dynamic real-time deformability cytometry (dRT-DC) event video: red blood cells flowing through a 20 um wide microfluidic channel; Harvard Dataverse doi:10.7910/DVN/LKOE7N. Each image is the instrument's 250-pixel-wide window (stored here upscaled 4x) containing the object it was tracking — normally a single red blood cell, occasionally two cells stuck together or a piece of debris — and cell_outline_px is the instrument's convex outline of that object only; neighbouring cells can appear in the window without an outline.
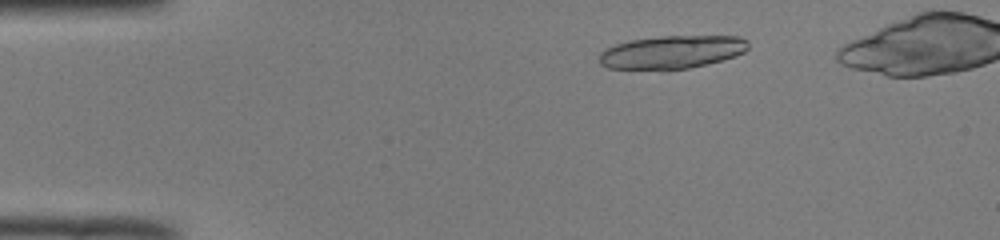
{"species": "common noctule bat (a hibernating species)", "species_latin": "Nyctalus noctula", "temperature_condition": "room temperature", "stored_images_in_passage": 45, "camera_frame_rate_fps": 3000, "um_per_image_px": 0.085, "animal": {"sex": "male", "body_mass_g": 19.0, "forearm_length_mm": 50.8}, "frame": {"image": 1, "passage_image": 7, "time_ms": 2.0, "image_size_px": [1000, 240], "cell_outline_px": [[748, 48], [744, 52], [708, 64], [688, 68], [664, 72], [608, 68], [600, 64], [600, 52], [604, 48], [628, 40], [660, 36], [736, 36], [748, 40]], "centroid_in_image_um": [57.03, 4.46], "position_along_channel_um": 28.0, "area_um2": 29.42}, "authors_computed_cell_mechanics": {"area_um2": 17.9758, "velocity_mm_per_s": 3.9883, "shape_relaxation_time_tau1_ms": 3.2626, "shape_relaxation_time_tau2_ms": null, "deformation_change_tau1": 0.1076, "deformation_change_tau2": null}}